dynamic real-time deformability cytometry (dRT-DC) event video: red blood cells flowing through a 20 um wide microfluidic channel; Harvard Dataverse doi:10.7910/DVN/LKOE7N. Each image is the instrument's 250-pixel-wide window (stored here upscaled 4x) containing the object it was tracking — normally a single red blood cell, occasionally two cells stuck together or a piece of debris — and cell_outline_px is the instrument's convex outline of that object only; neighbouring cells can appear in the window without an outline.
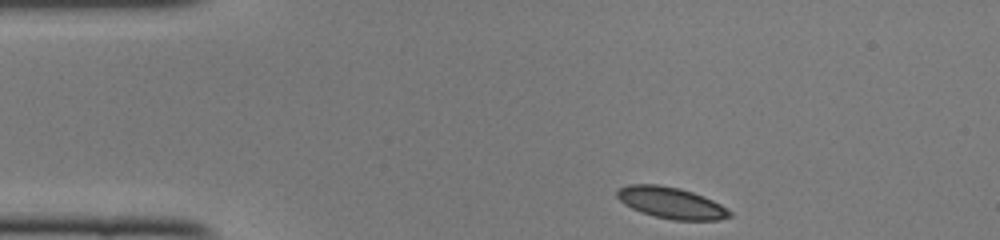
{"species": "common noctule bat (a hibernating species)", "species_latin": "Nyctalus noctula", "temperature_condition": "cold", "stored_images_in_passage": 42, "camera_frame_rate_fps": 3000, "um_per_image_px": 0.085, "animal": {"sex": "female", "body_mass_g": 22.0, "forearm_length_mm": 56.7}, "frame": {"image": 1, "passage_image": 1, "time_ms": 0.0, "image_size_px": [1000, 240], "cell_outline_px": [[732, 216], [720, 220], [672, 220], [640, 212], [624, 204], [616, 196], [616, 192], [620, 188], [628, 184], [656, 184], [680, 188], [704, 196], [720, 204], [732, 212]], "centroid_in_image_um": [57.05, 17.24], "position_along_channel_um": 27.9, "area_um2": 20.58}}
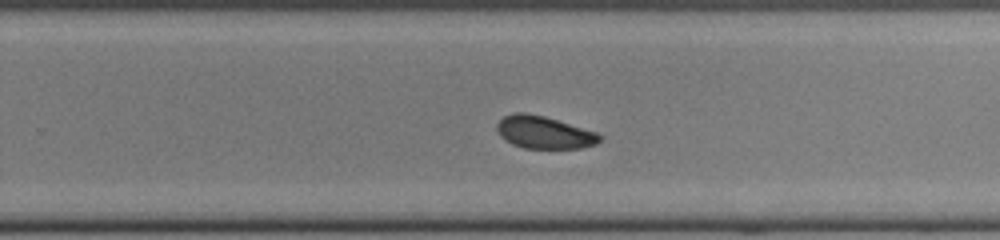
{"frame": {"image": 2, "passage_image": 24, "time_ms": 7.667, "image_size_px": [1000, 240], "cell_outline_px": [[600, 140], [596, 144], [580, 148], [524, 148], [512, 144], [504, 140], [500, 136], [496, 128], [496, 124], [504, 116], [512, 112], [524, 112], [544, 116], [596, 132], [600, 136]], "centroid_in_image_um": [46.19, 11.25], "position_along_channel_um": 283.6, "area_um2": 19.36}}
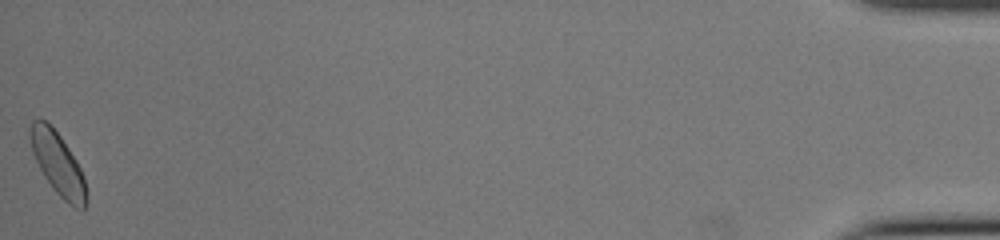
{"frame": {"image": 3, "passage_image": 42, "time_ms": 13.667, "image_size_px": [1000, 240], "cell_outline_px": [[88, 196], [84, 208], [76, 208], [68, 204], [56, 192], [44, 176], [32, 152], [28, 136], [28, 128], [32, 120], [44, 120], [60, 136], [76, 160], [84, 176]], "centroid_in_image_um": [4.91, 13.92], "position_along_channel_um": 430.3, "area_um2": 20.29}, "authors_computed_cell_mechanics": {"area_um2": 19.9699, "velocity_mm_per_s": 4.0621, "shape_relaxation_time_tau1_ms": 10.3779, "shape_relaxation_time_tau2_ms": 8.2806, "deformation_change_tau1": 0.1978, "deformation_change_tau2": 0.1072}}